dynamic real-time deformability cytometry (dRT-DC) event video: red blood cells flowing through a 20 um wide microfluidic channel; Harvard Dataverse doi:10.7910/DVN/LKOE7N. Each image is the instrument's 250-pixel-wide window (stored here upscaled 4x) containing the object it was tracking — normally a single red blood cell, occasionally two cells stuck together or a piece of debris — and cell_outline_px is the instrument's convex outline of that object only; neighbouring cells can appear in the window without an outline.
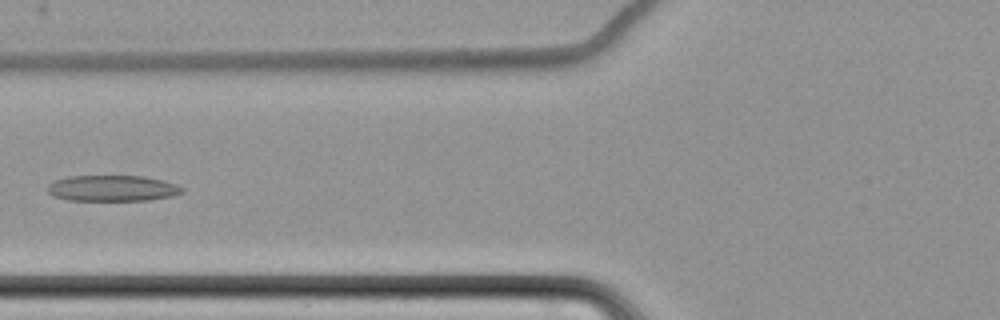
{"species": "common noctule bat (a hibernating species)", "species_latin": "Nyctalus noctula", "temperature_condition": "cold", "stored_images_in_passage": 8, "camera_frame_rate_fps": 3000, "um_per_image_px": 0.085, "animal": {"sex": "female", "body_mass_g": 22.7, "forearm_length_mm": 54.2}, "frame": {"image": 1, "passage_image": 8, "time_ms": 9.0, "image_size_px": [1000, 320], "cell_outline_px": [[184, 192], [172, 196], [148, 200], [68, 200], [52, 196], [48, 192], [48, 184], [56, 180], [68, 176], [144, 176], [164, 180], [176, 184], [184, 188]], "centroid_in_image_um": [9.57, 16.0], "position_along_channel_um": 116.2, "area_um2": 20.4}}